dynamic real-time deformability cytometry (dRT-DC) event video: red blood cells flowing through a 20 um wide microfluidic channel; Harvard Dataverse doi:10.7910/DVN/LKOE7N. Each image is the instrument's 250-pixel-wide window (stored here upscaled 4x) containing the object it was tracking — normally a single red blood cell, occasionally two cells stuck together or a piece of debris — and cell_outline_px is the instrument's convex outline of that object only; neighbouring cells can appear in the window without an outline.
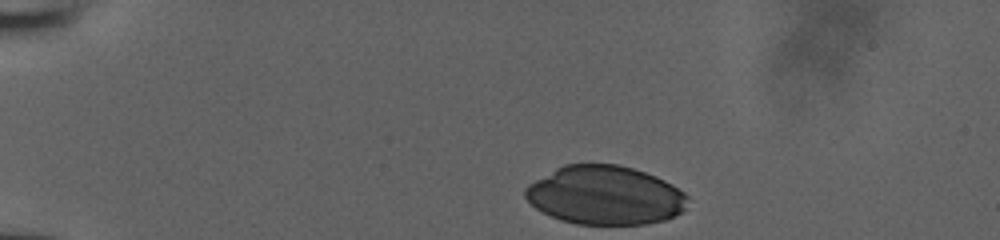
{"species": "human", "species_latin": "Homo sapiens", "temperature_condition": "room temperature", "stored_images_in_passage": 34, "camera_frame_rate_fps": 3000, "um_per_image_px": 0.085, "donor": {"sex": "male"}, "frame": {"image": 1, "passage_image": 1, "time_ms": 0.0, "image_size_px": [1000, 240], "cell_outline_px": [[688, 196], [684, 208], [680, 212], [664, 220], [644, 224], [576, 224], [560, 220], [536, 208], [524, 196], [524, 188], [528, 184], [556, 168], [564, 164], [620, 164], [656, 176], [672, 184], [684, 192]], "centroid_in_image_um": [51.41, 16.59], "position_along_channel_um": 33.6, "area_um2": 55.43}}